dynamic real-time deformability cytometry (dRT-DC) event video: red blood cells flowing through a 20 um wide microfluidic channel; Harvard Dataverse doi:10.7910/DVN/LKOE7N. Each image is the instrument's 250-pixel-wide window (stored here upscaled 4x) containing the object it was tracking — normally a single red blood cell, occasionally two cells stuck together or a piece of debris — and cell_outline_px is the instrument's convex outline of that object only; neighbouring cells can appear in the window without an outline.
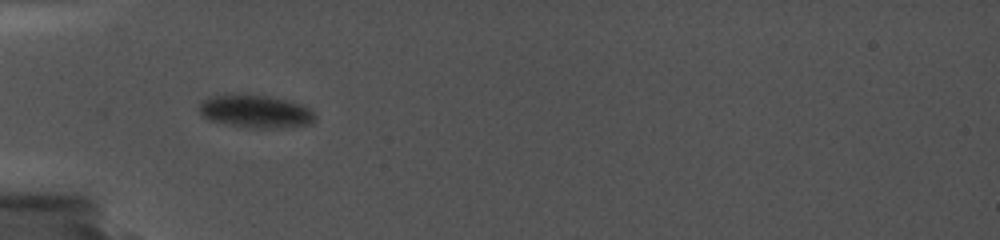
{"species": "common noctule bat (a hibernating species)", "species_latin": "Nyctalus noctula", "temperature_condition": "cold", "stored_images_in_passage": 4, "camera_frame_rate_fps": 5000, "um_per_image_px": 0.085, "animal": {"sex": "female", "body_mass_g": 19.0, "forearm_length_mm": 56.7}, "frame": {"image": 1, "passage_image": 1, "time_ms": 0.0, "image_size_px": [1000, 240], "cell_outline_px": [[316, 120], [312, 124], [284, 128], [260, 128], [228, 124], [208, 120], [200, 116], [200, 100], [208, 96], [244, 92], [272, 96], [300, 104], [308, 108], [316, 116]], "centroid_in_image_um": [21.69, 9.44], "position_along_channel_um": 63.3, "area_um2": 22.83}}
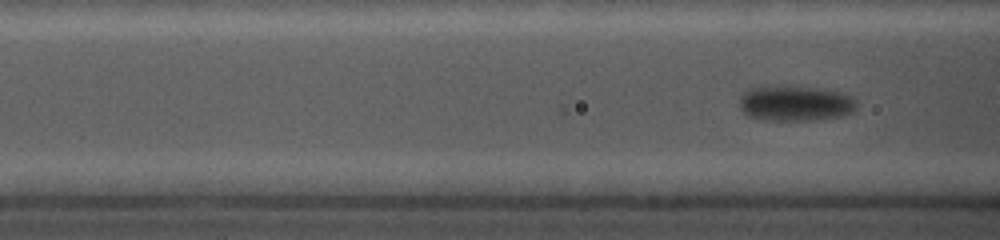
{"frame": {"image": 2, "passage_image": 4, "time_ms": 1.2, "image_size_px": [1000, 240], "cell_outline_px": [[856, 108], [852, 112], [840, 116], [808, 120], [772, 120], [748, 116], [740, 108], [740, 96], [744, 92], [752, 88], [820, 88], [844, 92], [856, 100]], "centroid_in_image_um": [67.65, 8.8], "position_along_channel_um": 99.0, "area_um2": 23.41}}